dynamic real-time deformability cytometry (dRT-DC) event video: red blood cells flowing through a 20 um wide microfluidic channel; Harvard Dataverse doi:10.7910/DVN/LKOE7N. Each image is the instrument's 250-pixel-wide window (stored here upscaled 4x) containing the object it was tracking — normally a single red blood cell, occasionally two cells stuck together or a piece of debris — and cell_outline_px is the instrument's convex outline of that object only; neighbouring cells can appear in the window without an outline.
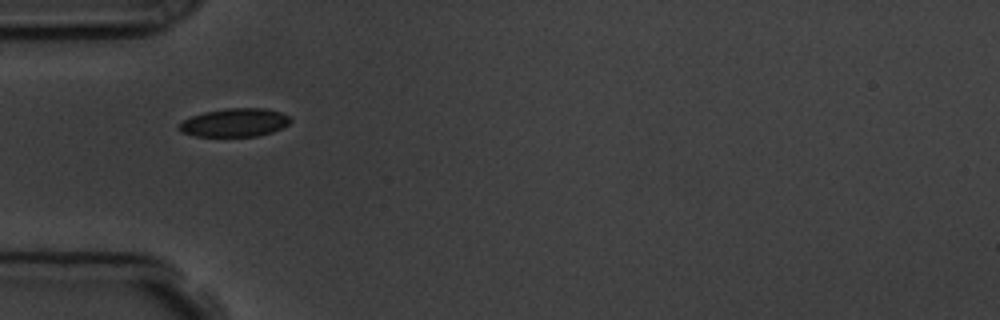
{"species": "common noctule bat (a hibernating species)", "species_latin": "Nyctalus noctula", "temperature_condition": "room temperature", "stored_images_in_passage": 6, "camera_frame_rate_fps": 3000, "um_per_image_px": 0.085, "animal": {"sex": "male", "body_mass_g": 19.5, "forearm_length_mm": 54.6}, "frame": {"image": 1, "passage_image": 1, "time_ms": 0.0, "image_size_px": [1000, 320], "cell_outline_px": [[292, 120], [288, 124], [272, 132], [256, 136], [196, 136], [180, 132], [176, 128], [184, 120], [192, 116], [204, 112], [224, 108], [264, 108], [280, 112], [288, 116]], "centroid_in_image_um": [19.92, 10.41], "position_along_channel_um": 65.1, "area_um2": 18.32}}
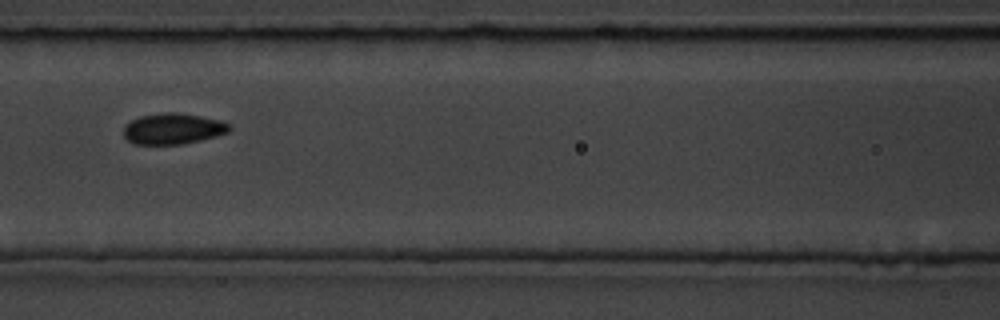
{"frame": {"image": 2, "passage_image": 3, "time_ms": 2.333, "image_size_px": [1000, 320], "cell_outline_px": [[232, 128], [228, 132], [216, 136], [184, 144], [132, 144], [124, 136], [124, 128], [132, 120], [140, 116], [164, 112], [176, 112], [200, 116], [220, 120], [228, 124]], "centroid_in_image_um": [14.71, 10.94], "position_along_channel_um": 151.9, "area_um2": 18.96}}
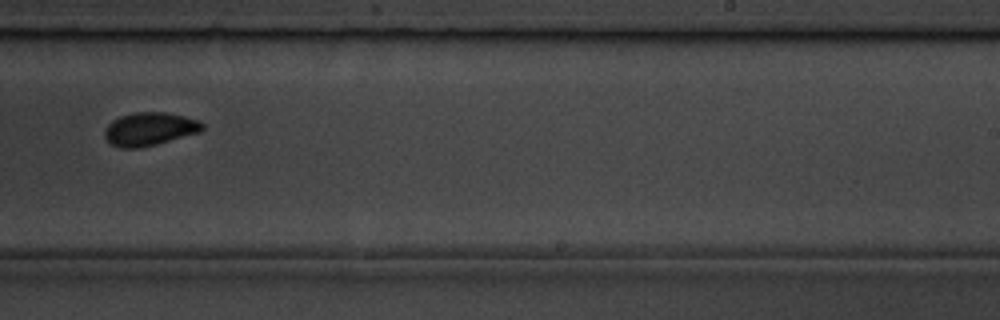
{"frame": {"image": 3, "passage_image": 6, "time_ms": 5.667, "image_size_px": [1000, 320], "cell_outline_px": [[204, 128], [200, 132], [156, 144], [140, 148], [120, 148], [112, 144], [104, 136], [104, 132], [108, 124], [112, 120], [120, 116], [136, 112], [164, 112], [184, 116], [200, 120], [204, 124]], "centroid_in_image_um": [12.73, 10.96], "position_along_channel_um": 276.3, "area_um2": 18.9}}